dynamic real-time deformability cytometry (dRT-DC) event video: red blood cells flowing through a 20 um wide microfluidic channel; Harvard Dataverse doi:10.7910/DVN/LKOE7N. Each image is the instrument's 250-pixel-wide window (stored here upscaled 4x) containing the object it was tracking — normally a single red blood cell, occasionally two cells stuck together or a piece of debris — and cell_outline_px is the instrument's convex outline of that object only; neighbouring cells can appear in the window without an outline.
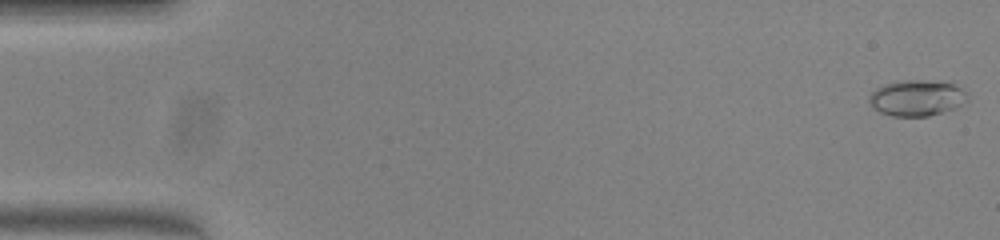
{"species": "common noctule bat (a hibernating species)", "species_latin": "Nyctalus noctula", "temperature_condition": "warm", "stored_images_in_passage": 52, "camera_frame_rate_fps": 3000, "um_per_image_px": 0.085, "animal": {"sex": "female", "body_mass_g": 23.0, "forearm_length_mm": 53.4}, "frame": {"image": 1, "passage_image": 1, "time_ms": 0.0, "image_size_px": [1000, 240], "cell_outline_px": [[968, 100], [956, 108], [928, 116], [892, 116], [880, 112], [868, 100], [868, 96], [876, 88], [884, 84], [900, 80], [924, 80], [952, 84], [960, 88], [968, 96]], "centroid_in_image_um": [77.91, 8.33], "position_along_channel_um": 7.1, "area_um2": 20.4}}
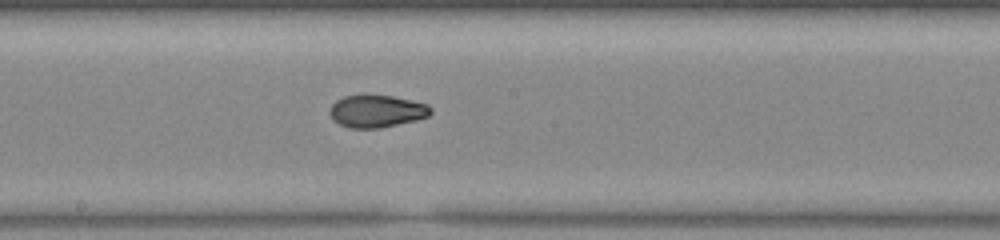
{"frame": {"image": 2, "passage_image": 28, "time_ms": 9.0, "image_size_px": [1000, 240], "cell_outline_px": [[432, 112], [428, 116], [416, 120], [380, 128], [348, 128], [332, 120], [328, 112], [332, 104], [336, 100], [344, 96], [392, 96], [412, 100], [428, 104], [432, 108]], "centroid_in_image_um": [32.01, 9.46], "position_along_channel_um": 216.2, "area_um2": 19.02}}
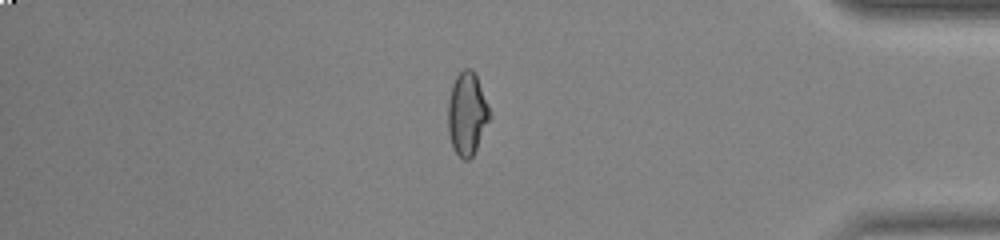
{"frame": {"image": 3, "passage_image": 44, "time_ms": 14.333, "image_size_px": [1000, 240], "cell_outline_px": [[492, 116], [472, 156], [468, 160], [464, 160], [456, 152], [452, 144], [448, 132], [448, 100], [452, 84], [456, 76], [464, 68], [472, 68], [476, 76]], "centroid_in_image_um": [39.69, 9.65], "position_along_channel_um": 395.5, "area_um2": 19.88}, "authors_computed_cell_mechanics": {"area_um2": 19.2185, "velocity_mm_per_s": 3.9736, "shape_relaxation_time_tau1_ms": null, "shape_relaxation_time_tau2_ms": 1.2106, "deformation_change_tau1": null, "deformation_change_tau2": 0.0575}}